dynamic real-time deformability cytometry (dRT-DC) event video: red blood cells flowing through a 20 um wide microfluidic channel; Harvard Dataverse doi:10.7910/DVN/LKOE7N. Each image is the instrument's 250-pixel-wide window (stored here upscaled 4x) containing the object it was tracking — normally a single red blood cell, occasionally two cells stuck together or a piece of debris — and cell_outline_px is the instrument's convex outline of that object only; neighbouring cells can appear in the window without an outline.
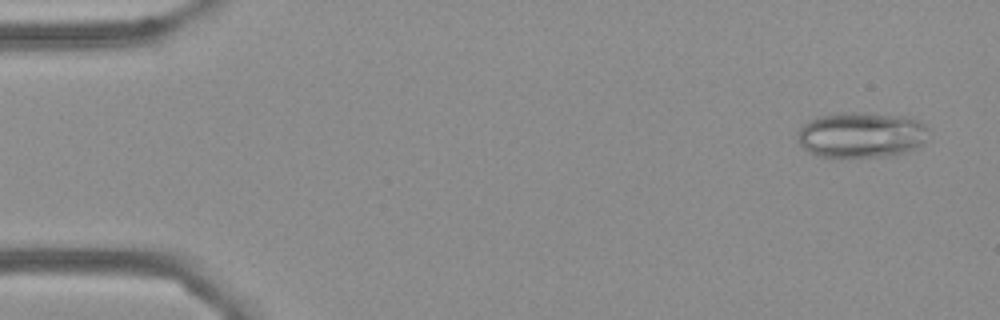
{"species": "Egyptian fruit bat (a non-hibernating species)", "species_latin": "Rousettus aegyptiacus", "temperature_condition": "cold", "stored_images_in_passage": 16, "camera_frame_rate_fps": 3000, "um_per_image_px": 0.085, "frame": {"image": 1, "passage_image": 3, "time_ms": 0.667, "image_size_px": [1000, 320], "cell_outline_px": [[928, 128], [924, 144], [916, 148], [904, 152], [888, 156], [816, 156], [808, 152], [800, 144], [796, 132], [808, 120], [820, 116], [844, 112], [864, 112], [904, 116], [916, 120], [924, 124]], "centroid_in_image_um": [73.2, 11.45], "position_along_channel_um": 11.8, "area_um2": 34.8}}